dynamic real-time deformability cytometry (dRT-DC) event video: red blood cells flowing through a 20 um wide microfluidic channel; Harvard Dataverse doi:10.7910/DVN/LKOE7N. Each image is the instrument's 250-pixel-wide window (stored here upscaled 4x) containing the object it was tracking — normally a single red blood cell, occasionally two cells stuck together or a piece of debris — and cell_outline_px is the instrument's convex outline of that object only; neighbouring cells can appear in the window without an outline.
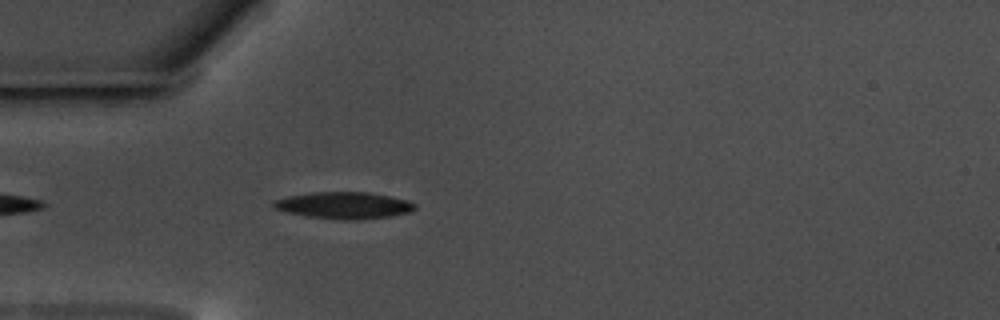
{"species": "common noctule bat (a hibernating species)", "species_latin": "Nyctalus noctula", "temperature_condition": "warm", "stored_images_in_passage": 45, "camera_frame_rate_fps": 3000, "um_per_image_px": 0.085, "animal": {"sex": "male", "body_mass_g": 17.5, "forearm_length_mm": 52.3}, "frame": {"image": 1, "passage_image": 4, "time_ms": 1.0, "image_size_px": [1000, 320], "cell_outline_px": [[416, 208], [412, 212], [388, 216], [356, 220], [344, 220], [308, 216], [288, 212], [276, 208], [272, 204], [272, 200], [288, 196], [312, 192], [368, 192], [392, 196], [408, 200], [416, 204]], "centroid_in_image_um": [29.28, 17.44], "position_along_channel_um": 55.7, "area_um2": 22.02}}
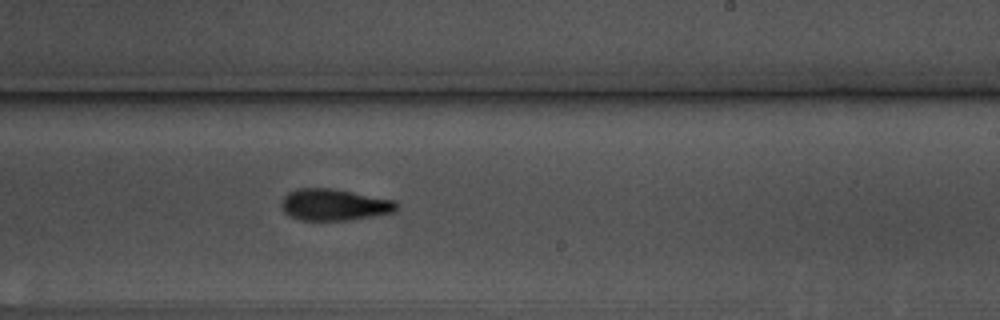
{"frame": {"image": 2, "passage_image": 22, "time_ms": 7.0, "image_size_px": [1000, 320], "cell_outline_px": [[400, 204], [392, 212], [352, 220], [300, 220], [284, 212], [280, 204], [280, 200], [288, 192], [296, 188], [332, 188], [396, 200]], "centroid_in_image_um": [28.39, 17.39], "position_along_channel_um": 260.6, "area_um2": 21.33}}
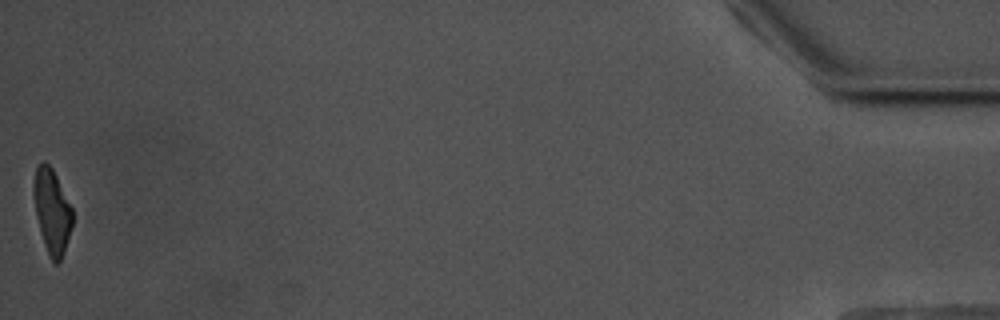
{"frame": {"image": 3, "passage_image": 45, "time_ms": 14.667, "image_size_px": [1000, 320], "cell_outline_px": [[72, 224], [64, 252], [60, 260], [56, 264], [48, 256], [40, 232], [36, 216], [32, 192], [32, 188], [36, 164], [44, 160], [52, 168], [72, 208]], "centroid_in_image_um": [4.38, 17.92], "position_along_channel_um": 430.8, "area_um2": 19.13}, "authors_computed_cell_mechanics": {"area_um2": 21.097, "velocity_mm_per_s": 3.5137, "shape_relaxation_time_tau1_ms": 3.5121, "shape_relaxation_time_tau2_ms": 4.8709, "deformation_change_tau1": 0.1669, "deformation_change_tau2": 0.1395}}